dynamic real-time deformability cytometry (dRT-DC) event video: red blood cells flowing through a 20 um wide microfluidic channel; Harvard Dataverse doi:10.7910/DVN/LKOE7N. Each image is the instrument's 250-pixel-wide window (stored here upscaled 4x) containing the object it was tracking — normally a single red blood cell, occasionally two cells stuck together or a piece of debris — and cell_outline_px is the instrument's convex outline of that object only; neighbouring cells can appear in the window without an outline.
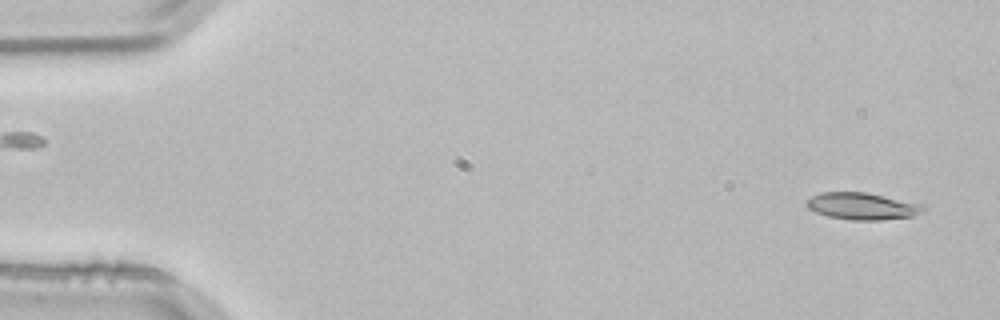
{"species": "common noctule bat (a hibernating species)", "species_latin": "Nyctalus noctula", "temperature_condition": "room temperature", "stored_images_in_passage": 52, "camera_frame_rate_fps": 3000, "um_per_image_px": 0.085, "animal": {"sex": "male", "body_mass_g": 21.5, "forearm_length_mm": 52.0}, "frame": {"image": 1, "passage_image": 2, "time_ms": 0.333, "image_size_px": [1000, 320], "cell_outline_px": [[924, 208], [920, 212], [912, 216], [880, 220], [852, 220], [828, 216], [816, 212], [808, 208], [804, 204], [804, 200], [820, 192], [864, 192], [920, 204]], "centroid_in_image_um": [73.18, 17.52], "position_along_channel_um": 11.8, "area_um2": 18.03}}
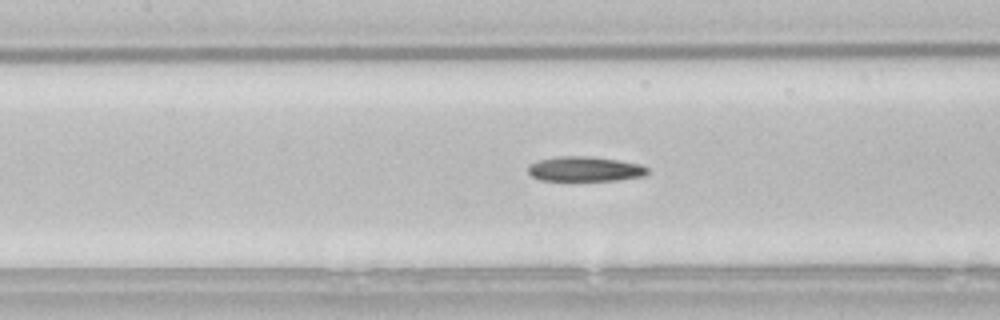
{"frame": {"image": 2, "passage_image": 23, "time_ms": 7.333, "image_size_px": [1000, 320], "cell_outline_px": [[648, 172], [644, 176], [620, 180], [540, 180], [532, 176], [528, 172], [528, 164], [536, 160], [560, 156], [592, 156], [620, 160], [640, 164], [648, 168]], "centroid_in_image_um": [49.71, 14.35], "position_along_channel_um": 157.7, "area_um2": 17.46}}
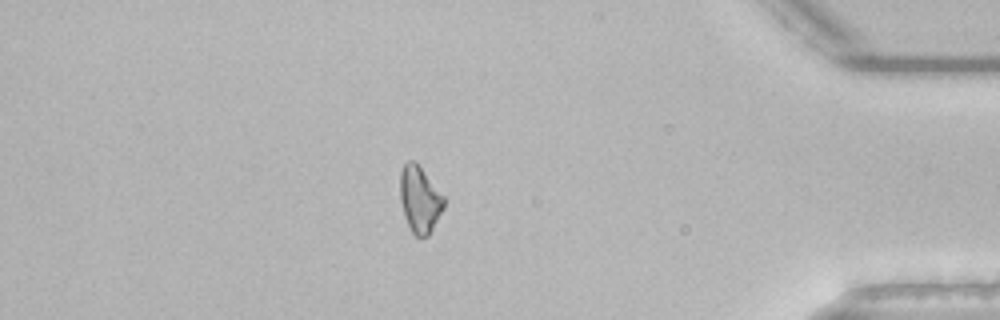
{"frame": {"image": 3, "passage_image": 45, "time_ms": 14.667, "image_size_px": [1000, 320], "cell_outline_px": [[444, 208], [428, 236], [416, 236], [412, 232], [404, 216], [400, 200], [400, 172], [404, 164], [408, 160], [416, 160], [444, 196]], "centroid_in_image_um": [35.67, 16.91], "position_along_channel_um": 399.5, "area_um2": 17.05}, "authors_computed_cell_mechanics": {"area_um2": 17.4845, "velocity_mm_per_s": 3.8338, "shape_relaxation_time_tau1_ms": 5.7051, "shape_relaxation_time_tau2_ms": null, "deformation_change_tau1": 0.19, "deformation_change_tau2": null}}